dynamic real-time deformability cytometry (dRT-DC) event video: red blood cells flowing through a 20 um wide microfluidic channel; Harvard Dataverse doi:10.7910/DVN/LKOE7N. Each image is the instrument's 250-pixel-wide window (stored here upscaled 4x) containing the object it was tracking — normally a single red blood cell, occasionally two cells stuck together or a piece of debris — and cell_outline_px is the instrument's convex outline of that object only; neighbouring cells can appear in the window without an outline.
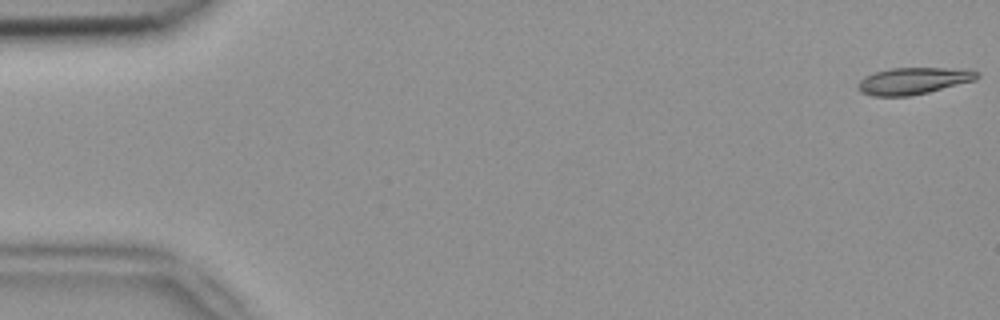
{"species": "common noctule bat (a hibernating species)", "species_latin": "Nyctalus noctula", "temperature_condition": "room temperature", "stored_images_in_passage": 52, "camera_frame_rate_fps": 3000, "um_per_image_px": 0.085, "animal": {"sex": "female", "body_mass_g": 18.4}, "frame": {"image": 1, "passage_image": 1, "time_ms": 0.0, "image_size_px": [1000, 320], "cell_outline_px": [[980, 76], [976, 80], [912, 96], [872, 96], [860, 92], [856, 88], [856, 84], [864, 76], [876, 72], [892, 68], [944, 68], [980, 72]], "centroid_in_image_um": [77.58, 6.89], "position_along_channel_um": 7.4, "area_um2": 18.55}}
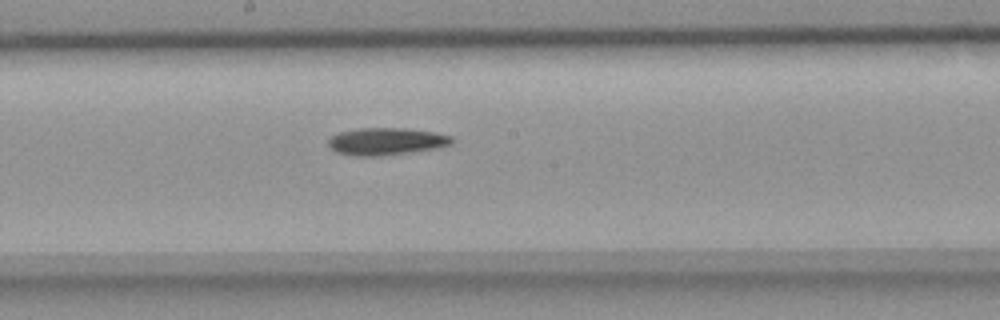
{"frame": {"image": 2, "passage_image": 28, "time_ms": 9.0, "image_size_px": [1000, 320], "cell_outline_px": [[456, 140], [452, 144], [440, 148], [380, 156], [356, 156], [336, 152], [328, 144], [328, 140], [332, 136], [340, 132], [356, 128], [404, 128], [432, 132], [452, 136]], "centroid_in_image_um": [32.87, 12.02], "position_along_channel_um": 215.3, "area_um2": 19.71}}
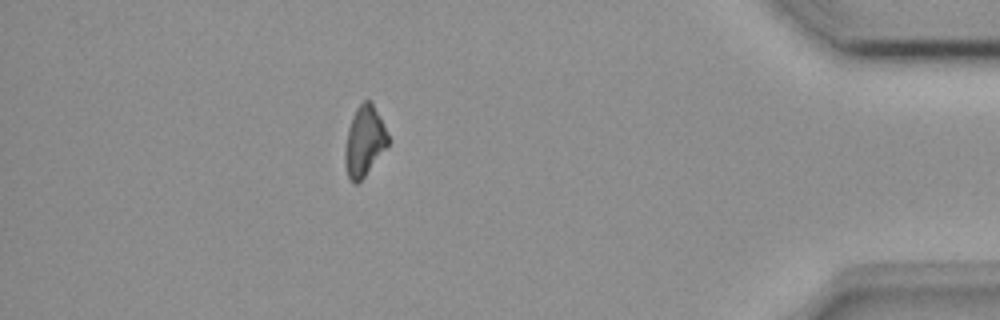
{"frame": {"image": 3, "passage_image": 46, "time_ms": 15.0, "image_size_px": [1000, 320], "cell_outline_px": [[388, 144], [364, 176], [356, 184], [352, 184], [348, 176], [344, 164], [344, 148], [348, 128], [352, 116], [356, 108], [364, 100], [368, 100], [372, 104], [388, 136]], "centroid_in_image_um": [30.91, 12.03], "position_along_channel_um": 404.3, "area_um2": 17.11}}